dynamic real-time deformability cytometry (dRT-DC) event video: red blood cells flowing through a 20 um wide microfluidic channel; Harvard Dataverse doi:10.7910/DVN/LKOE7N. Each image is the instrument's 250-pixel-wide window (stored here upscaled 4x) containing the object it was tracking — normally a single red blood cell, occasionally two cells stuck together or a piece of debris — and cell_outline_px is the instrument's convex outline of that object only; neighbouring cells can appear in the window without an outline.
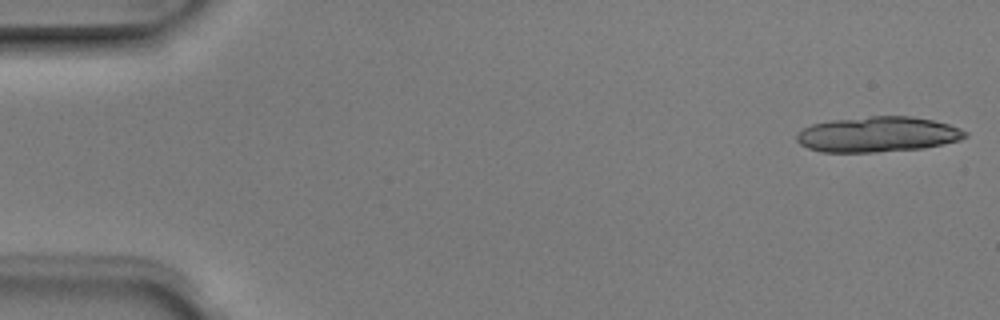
{"species": "Egyptian fruit bat (a non-hibernating species)", "species_latin": "Rousettus aegyptiacus", "temperature_condition": "room temperature", "stored_images_in_passage": 5, "camera_frame_rate_fps": 3000, "um_per_image_px": 0.085, "animal": {"sex": "male"}, "frame": {"image": 1, "passage_image": 1, "time_ms": 0.0, "image_size_px": [1000, 320], "cell_outline_px": [[968, 136], [960, 140], [924, 148], [876, 152], [820, 152], [808, 148], [800, 144], [796, 140], [796, 136], [804, 128], [812, 124], [832, 120], [872, 116], [912, 116], [932, 120], [948, 124], [960, 128], [968, 132]], "centroid_in_image_um": [74.62, 11.42], "position_along_channel_um": 10.4, "area_um2": 34.74}}